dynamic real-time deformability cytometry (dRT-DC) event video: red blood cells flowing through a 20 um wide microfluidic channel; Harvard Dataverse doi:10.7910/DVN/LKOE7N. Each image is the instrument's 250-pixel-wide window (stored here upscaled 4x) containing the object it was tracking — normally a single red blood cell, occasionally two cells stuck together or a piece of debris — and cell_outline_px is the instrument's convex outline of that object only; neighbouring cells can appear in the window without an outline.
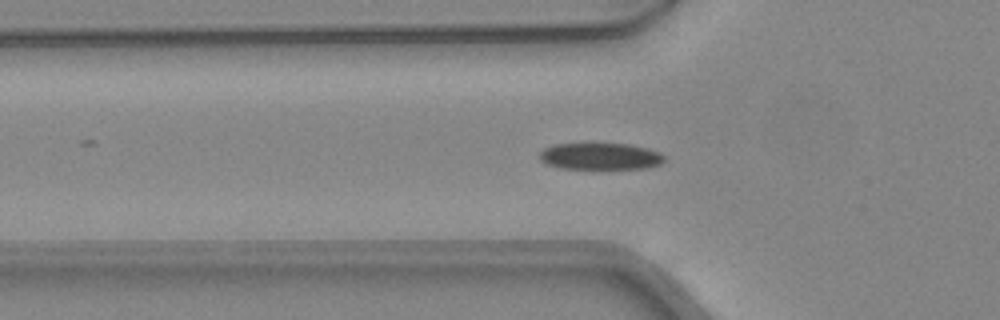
{"species": "common noctule bat (a hibernating species)", "species_latin": "Nyctalus noctula", "temperature_condition": "warm", "stored_images_in_passage": 41, "camera_frame_rate_fps": 3000, "um_per_image_px": 0.085, "animal": {"sex": "female", "body_mass_g": 24.6, "forearm_length_mm": 56.2}, "frame": {"image": 1, "passage_image": 9, "time_ms": 2.667, "image_size_px": [1000, 320], "cell_outline_px": [[664, 160], [660, 164], [648, 168], [560, 168], [548, 164], [540, 160], [540, 152], [544, 148], [552, 144], [628, 144], [648, 148], [660, 152], [664, 156]], "centroid_in_image_um": [51.04, 13.28], "position_along_channel_um": 74.8, "area_um2": 19.25}}
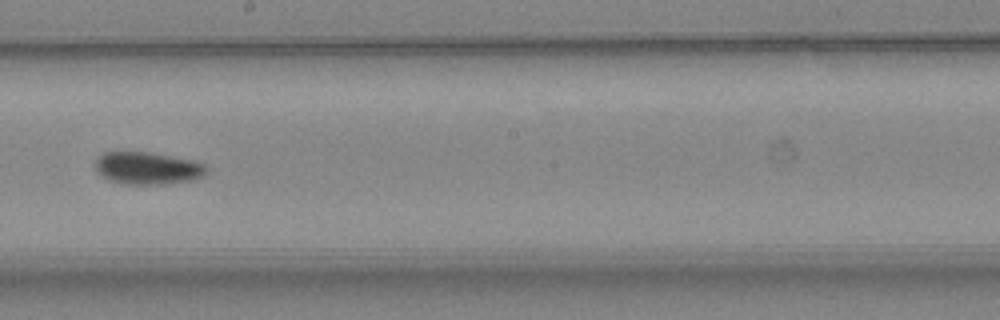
{"frame": {"image": 2, "passage_image": 20, "time_ms": 6.333, "image_size_px": [1000, 320], "cell_outline_px": [[208, 172], [204, 176], [192, 180], [168, 184], [128, 184], [108, 180], [96, 172], [96, 156], [104, 152], [148, 152], [192, 160], [204, 164], [208, 168]], "centroid_in_image_um": [12.55, 14.3], "position_along_channel_um": 235.7, "area_um2": 21.1}}
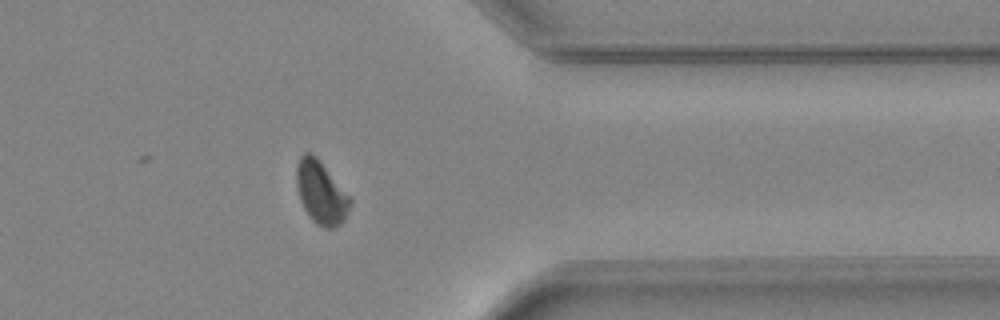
{"frame": {"image": 3, "passage_image": 31, "time_ms": 10.0, "image_size_px": [1000, 320], "cell_outline_px": [[352, 200], [344, 220], [340, 224], [332, 228], [324, 228], [316, 224], [308, 216], [300, 200], [296, 184], [296, 164], [300, 156], [304, 152], [312, 152], [316, 156]], "centroid_in_image_um": [27.25, 16.36], "position_along_channel_um": 384.2, "area_um2": 19.54}, "authors_computed_cell_mechanics": {"area_um2": 20.23, "velocity_mm_per_s": 4.368, "shape_relaxation_time_tau1_ms": 3.6869, "shape_relaxation_time_tau2_ms": 2.6637, "deformation_change_tau1": 0.1449, "deformation_change_tau2": 0.0617}}